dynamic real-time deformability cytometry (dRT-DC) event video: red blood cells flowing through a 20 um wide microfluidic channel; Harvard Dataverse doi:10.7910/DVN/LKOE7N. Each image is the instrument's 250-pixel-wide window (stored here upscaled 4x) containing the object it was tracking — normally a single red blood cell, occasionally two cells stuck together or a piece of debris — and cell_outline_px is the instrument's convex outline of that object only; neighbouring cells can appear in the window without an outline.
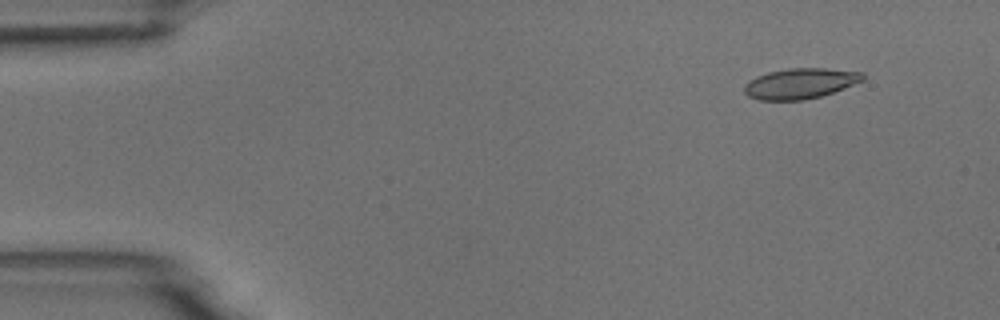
{"species": "common noctule bat (a hibernating species)", "species_latin": "Nyctalus noctula", "temperature_condition": "room temperature", "stored_images_in_passage": 5, "camera_frame_rate_fps": 3000, "um_per_image_px": 0.085, "animal": {"sex": "male", "body_mass_g": 18.8}, "frame": {"image": 1, "passage_image": 2, "time_ms": 1.333, "image_size_px": [1000, 320], "cell_outline_px": [[864, 80], [844, 88], [820, 96], [804, 100], [760, 100], [748, 96], [744, 92], [744, 84], [756, 76], [768, 72], [788, 68], [824, 68], [864, 72]], "centroid_in_image_um": [68.01, 7.09], "position_along_channel_um": 17.0, "area_um2": 21.04}}
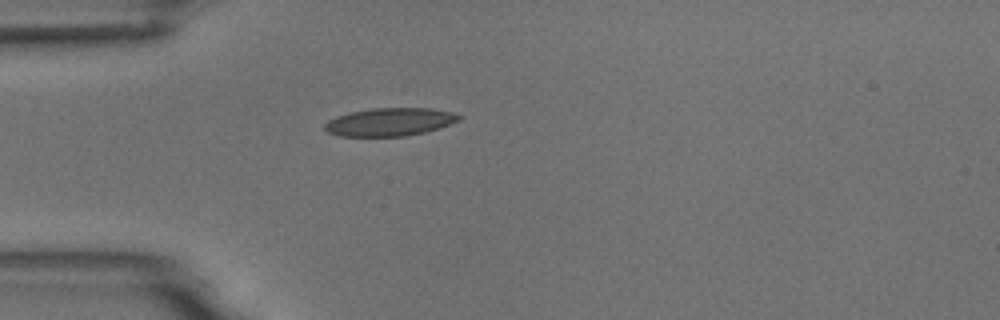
{"frame": {"image": 2, "passage_image": 5, "time_ms": 4.667, "image_size_px": [1000, 320], "cell_outline_px": [[464, 116], [460, 120], [440, 128], [424, 132], [404, 136], [340, 136], [328, 132], [324, 128], [324, 124], [328, 120], [336, 116], [352, 112], [372, 108], [432, 108], [452, 112]], "centroid_in_image_um": [33.16, 10.36], "position_along_channel_um": 51.8, "area_um2": 21.96}}